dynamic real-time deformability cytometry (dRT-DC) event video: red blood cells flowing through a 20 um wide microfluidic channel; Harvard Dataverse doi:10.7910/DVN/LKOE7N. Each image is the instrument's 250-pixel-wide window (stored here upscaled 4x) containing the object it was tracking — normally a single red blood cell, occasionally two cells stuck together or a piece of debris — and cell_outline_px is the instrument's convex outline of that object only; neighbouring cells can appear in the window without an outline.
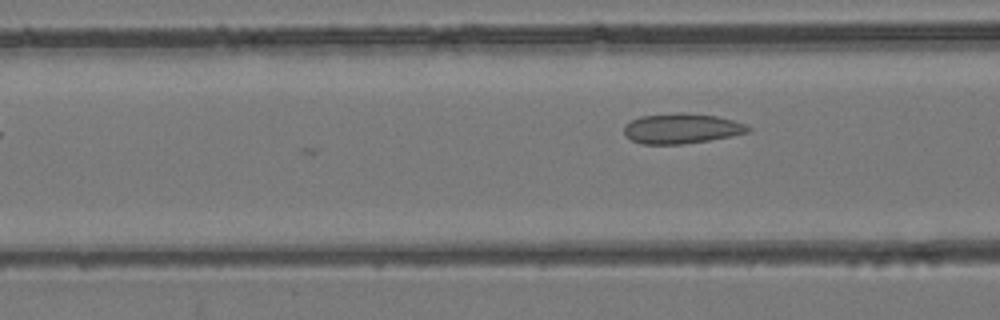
{"species": "common noctule bat (a hibernating species)", "species_latin": "Nyctalus noctula", "temperature_condition": "room temperature", "stored_images_in_passage": 5, "camera_frame_rate_fps": 3000, "um_per_image_px": 0.085, "animal": {"sex": "female", "body_mass_g": 24.6, "forearm_length_mm": 56.2}, "frame": {"image": 1, "passage_image": 5, "time_ms": 1.333, "image_size_px": [1000, 320], "cell_outline_px": [[752, 128], [748, 132], [732, 136], [684, 144], [640, 144], [632, 140], [624, 132], [624, 124], [640, 116], [680, 112], [716, 116], [732, 120], [744, 124]], "centroid_in_image_um": [57.92, 10.92], "position_along_channel_um": 108.7, "area_um2": 21.68}}